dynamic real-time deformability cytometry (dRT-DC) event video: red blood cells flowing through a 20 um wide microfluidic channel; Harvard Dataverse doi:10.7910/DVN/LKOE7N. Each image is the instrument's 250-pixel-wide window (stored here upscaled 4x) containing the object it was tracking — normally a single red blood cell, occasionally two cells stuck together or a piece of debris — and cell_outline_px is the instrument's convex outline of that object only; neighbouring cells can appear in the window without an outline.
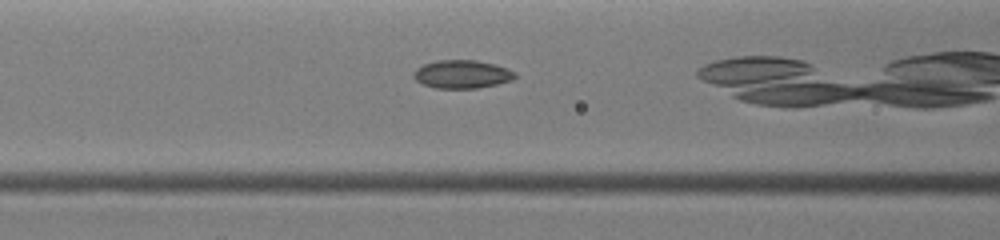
{"species": "common noctule bat (a hibernating species)", "species_latin": "Nyctalus noctula", "temperature_condition": "warm", "stored_images_in_passage": 16, "camera_frame_rate_fps": 3000, "um_per_image_px": 0.085, "animal": {"sex": "female", "body_mass_g": 19.0, "forearm_length_mm": 51.5}, "frame": {"image": 1, "passage_image": 12, "time_ms": 2.333, "image_size_px": [1000, 240], "cell_outline_px": [[516, 76], [512, 80], [496, 84], [476, 88], [436, 88], [424, 84], [416, 80], [412, 76], [412, 72], [416, 68], [424, 64], [436, 60], [476, 60], [496, 64], [508, 68], [516, 72]], "centroid_in_image_um": [39.27, 6.29], "position_along_channel_um": 127.3, "area_um2": 16.76}}